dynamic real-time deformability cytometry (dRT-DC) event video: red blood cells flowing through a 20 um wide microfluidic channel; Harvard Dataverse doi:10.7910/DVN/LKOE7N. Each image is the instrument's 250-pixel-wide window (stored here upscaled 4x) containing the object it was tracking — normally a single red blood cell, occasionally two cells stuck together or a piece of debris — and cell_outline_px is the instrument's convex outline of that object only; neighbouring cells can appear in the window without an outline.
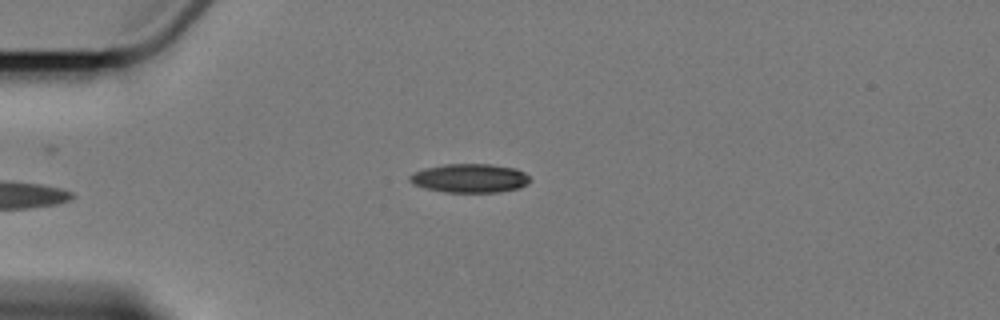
{"species": "Egyptian fruit bat (a non-hibernating species)", "species_latin": "Rousettus aegyptiacus", "temperature_condition": "cold", "stored_images_in_passage": 7, "camera_frame_rate_fps": 3000, "um_per_image_px": 0.085, "animal": {"sex": "female"}, "frame": {"image": 1, "passage_image": 4, "time_ms": 4.667, "image_size_px": [1000, 320], "cell_outline_px": [[532, 180], [528, 184], [520, 188], [500, 192], [444, 192], [424, 188], [412, 184], [408, 180], [408, 176], [412, 172], [424, 168], [444, 164], [488, 164], [516, 168], [524, 172]], "centroid_in_image_um": [39.91, 15.15], "position_along_channel_um": 45.1, "area_um2": 20.52}}
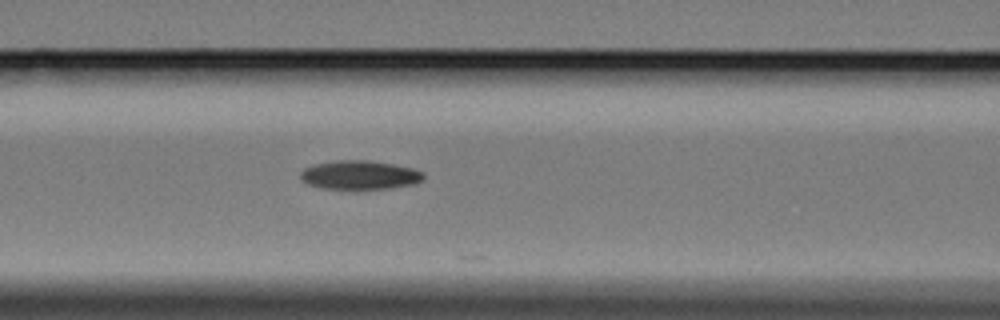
{"frame": {"image": 2, "passage_image": 7, "time_ms": 8.0, "image_size_px": [1000, 320], "cell_outline_px": [[424, 180], [416, 184], [388, 188], [320, 188], [308, 184], [300, 176], [300, 172], [304, 168], [312, 164], [336, 160], [368, 160], [392, 164], [412, 168], [424, 172]], "centroid_in_image_um": [30.59, 14.86], "position_along_channel_um": 136.0, "area_um2": 20.63}}